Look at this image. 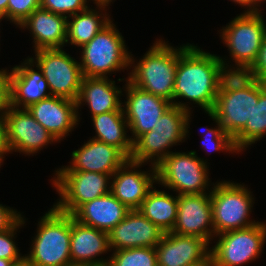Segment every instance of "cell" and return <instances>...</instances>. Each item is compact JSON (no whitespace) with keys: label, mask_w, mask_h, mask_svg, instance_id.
Instances as JSON below:
<instances>
[{"label":"cell","mask_w":266,"mask_h":266,"mask_svg":"<svg viewBox=\"0 0 266 266\" xmlns=\"http://www.w3.org/2000/svg\"><path fill=\"white\" fill-rule=\"evenodd\" d=\"M155 250L157 266L211 265L209 243L200 237L165 232Z\"/></svg>","instance_id":"obj_15"},{"label":"cell","mask_w":266,"mask_h":266,"mask_svg":"<svg viewBox=\"0 0 266 266\" xmlns=\"http://www.w3.org/2000/svg\"><path fill=\"white\" fill-rule=\"evenodd\" d=\"M218 67V93H229L253 87L259 80L251 65L229 66V61L220 57ZM228 62V63H227Z\"/></svg>","instance_id":"obj_30"},{"label":"cell","mask_w":266,"mask_h":266,"mask_svg":"<svg viewBox=\"0 0 266 266\" xmlns=\"http://www.w3.org/2000/svg\"><path fill=\"white\" fill-rule=\"evenodd\" d=\"M266 135V85L259 81V99L254 105L251 119L233 138L235 148L240 152L262 140Z\"/></svg>","instance_id":"obj_29"},{"label":"cell","mask_w":266,"mask_h":266,"mask_svg":"<svg viewBox=\"0 0 266 266\" xmlns=\"http://www.w3.org/2000/svg\"><path fill=\"white\" fill-rule=\"evenodd\" d=\"M96 6L98 10L96 8L91 9L89 6L86 10L67 17L66 44L69 43L81 48L111 21L110 15L107 14V10H105L108 6ZM69 18L72 19L70 20Z\"/></svg>","instance_id":"obj_27"},{"label":"cell","mask_w":266,"mask_h":266,"mask_svg":"<svg viewBox=\"0 0 266 266\" xmlns=\"http://www.w3.org/2000/svg\"><path fill=\"white\" fill-rule=\"evenodd\" d=\"M217 237L216 244L210 247L211 266H243L260 258L266 240V223L260 221Z\"/></svg>","instance_id":"obj_9"},{"label":"cell","mask_w":266,"mask_h":266,"mask_svg":"<svg viewBox=\"0 0 266 266\" xmlns=\"http://www.w3.org/2000/svg\"><path fill=\"white\" fill-rule=\"evenodd\" d=\"M4 162V159L0 156V168H1V165L3 164Z\"/></svg>","instance_id":"obj_46"},{"label":"cell","mask_w":266,"mask_h":266,"mask_svg":"<svg viewBox=\"0 0 266 266\" xmlns=\"http://www.w3.org/2000/svg\"><path fill=\"white\" fill-rule=\"evenodd\" d=\"M60 142L80 122L77 102L51 95L26 108Z\"/></svg>","instance_id":"obj_20"},{"label":"cell","mask_w":266,"mask_h":266,"mask_svg":"<svg viewBox=\"0 0 266 266\" xmlns=\"http://www.w3.org/2000/svg\"><path fill=\"white\" fill-rule=\"evenodd\" d=\"M10 266H35L31 260L25 255L16 261H12Z\"/></svg>","instance_id":"obj_40"},{"label":"cell","mask_w":266,"mask_h":266,"mask_svg":"<svg viewBox=\"0 0 266 266\" xmlns=\"http://www.w3.org/2000/svg\"><path fill=\"white\" fill-rule=\"evenodd\" d=\"M11 264H12L11 260L1 259L0 258V266H10Z\"/></svg>","instance_id":"obj_45"},{"label":"cell","mask_w":266,"mask_h":266,"mask_svg":"<svg viewBox=\"0 0 266 266\" xmlns=\"http://www.w3.org/2000/svg\"><path fill=\"white\" fill-rule=\"evenodd\" d=\"M112 22L113 20L79 49L82 50L79 59L83 77L109 78L108 75L116 71L130 69L131 52Z\"/></svg>","instance_id":"obj_5"},{"label":"cell","mask_w":266,"mask_h":266,"mask_svg":"<svg viewBox=\"0 0 266 266\" xmlns=\"http://www.w3.org/2000/svg\"><path fill=\"white\" fill-rule=\"evenodd\" d=\"M107 266H157L155 247H137L113 251Z\"/></svg>","instance_id":"obj_31"},{"label":"cell","mask_w":266,"mask_h":266,"mask_svg":"<svg viewBox=\"0 0 266 266\" xmlns=\"http://www.w3.org/2000/svg\"><path fill=\"white\" fill-rule=\"evenodd\" d=\"M252 67L256 72L258 80L265 84L266 83V35L262 42L256 62L253 64Z\"/></svg>","instance_id":"obj_37"},{"label":"cell","mask_w":266,"mask_h":266,"mask_svg":"<svg viewBox=\"0 0 266 266\" xmlns=\"http://www.w3.org/2000/svg\"><path fill=\"white\" fill-rule=\"evenodd\" d=\"M8 104L7 73L6 69L0 70V112L5 111Z\"/></svg>","instance_id":"obj_39"},{"label":"cell","mask_w":266,"mask_h":266,"mask_svg":"<svg viewBox=\"0 0 266 266\" xmlns=\"http://www.w3.org/2000/svg\"><path fill=\"white\" fill-rule=\"evenodd\" d=\"M38 8H40V0H9L7 21H10V23L18 27Z\"/></svg>","instance_id":"obj_34"},{"label":"cell","mask_w":266,"mask_h":266,"mask_svg":"<svg viewBox=\"0 0 266 266\" xmlns=\"http://www.w3.org/2000/svg\"><path fill=\"white\" fill-rule=\"evenodd\" d=\"M40 218L26 256L35 266H73L70 255L71 214L53 206Z\"/></svg>","instance_id":"obj_4"},{"label":"cell","mask_w":266,"mask_h":266,"mask_svg":"<svg viewBox=\"0 0 266 266\" xmlns=\"http://www.w3.org/2000/svg\"><path fill=\"white\" fill-rule=\"evenodd\" d=\"M91 117L96 132L92 138L120 148L130 158L133 152V142L127 135L129 125L124 109Z\"/></svg>","instance_id":"obj_26"},{"label":"cell","mask_w":266,"mask_h":266,"mask_svg":"<svg viewBox=\"0 0 266 266\" xmlns=\"http://www.w3.org/2000/svg\"><path fill=\"white\" fill-rule=\"evenodd\" d=\"M52 185L60 195L53 206L73 214L84 203L110 193L111 176L98 172L55 171Z\"/></svg>","instance_id":"obj_8"},{"label":"cell","mask_w":266,"mask_h":266,"mask_svg":"<svg viewBox=\"0 0 266 266\" xmlns=\"http://www.w3.org/2000/svg\"><path fill=\"white\" fill-rule=\"evenodd\" d=\"M26 218L21 217L9 230L0 232V258L16 261L22 257L19 248L15 244L17 230L24 226Z\"/></svg>","instance_id":"obj_33"},{"label":"cell","mask_w":266,"mask_h":266,"mask_svg":"<svg viewBox=\"0 0 266 266\" xmlns=\"http://www.w3.org/2000/svg\"><path fill=\"white\" fill-rule=\"evenodd\" d=\"M5 117L10 153L14 151L26 154L25 156H34L43 147L58 142L27 109H18L7 104Z\"/></svg>","instance_id":"obj_12"},{"label":"cell","mask_w":266,"mask_h":266,"mask_svg":"<svg viewBox=\"0 0 266 266\" xmlns=\"http://www.w3.org/2000/svg\"><path fill=\"white\" fill-rule=\"evenodd\" d=\"M10 70L9 72L6 68L8 105L18 109H26L30 105L51 96L42 70L30 57H27L21 65H16Z\"/></svg>","instance_id":"obj_14"},{"label":"cell","mask_w":266,"mask_h":266,"mask_svg":"<svg viewBox=\"0 0 266 266\" xmlns=\"http://www.w3.org/2000/svg\"><path fill=\"white\" fill-rule=\"evenodd\" d=\"M129 211L114 195L108 193L84 203L72 215L81 224L109 233Z\"/></svg>","instance_id":"obj_24"},{"label":"cell","mask_w":266,"mask_h":266,"mask_svg":"<svg viewBox=\"0 0 266 266\" xmlns=\"http://www.w3.org/2000/svg\"><path fill=\"white\" fill-rule=\"evenodd\" d=\"M10 153V149L7 143L6 132V117L5 111L0 112V156L4 159V155Z\"/></svg>","instance_id":"obj_38"},{"label":"cell","mask_w":266,"mask_h":266,"mask_svg":"<svg viewBox=\"0 0 266 266\" xmlns=\"http://www.w3.org/2000/svg\"><path fill=\"white\" fill-rule=\"evenodd\" d=\"M9 0H0V17L7 20V6Z\"/></svg>","instance_id":"obj_42"},{"label":"cell","mask_w":266,"mask_h":266,"mask_svg":"<svg viewBox=\"0 0 266 266\" xmlns=\"http://www.w3.org/2000/svg\"><path fill=\"white\" fill-rule=\"evenodd\" d=\"M92 1H94L93 3L96 4V5H106V6H109V5H111L110 3L113 0H92Z\"/></svg>","instance_id":"obj_44"},{"label":"cell","mask_w":266,"mask_h":266,"mask_svg":"<svg viewBox=\"0 0 266 266\" xmlns=\"http://www.w3.org/2000/svg\"><path fill=\"white\" fill-rule=\"evenodd\" d=\"M111 252L107 232L79 223L71 215L70 255L73 266H107L109 258H97Z\"/></svg>","instance_id":"obj_22"},{"label":"cell","mask_w":266,"mask_h":266,"mask_svg":"<svg viewBox=\"0 0 266 266\" xmlns=\"http://www.w3.org/2000/svg\"><path fill=\"white\" fill-rule=\"evenodd\" d=\"M220 63V56L203 51L197 45H180L172 105L191 111L188 102H177L183 98L197 104L204 112L212 111L218 93Z\"/></svg>","instance_id":"obj_1"},{"label":"cell","mask_w":266,"mask_h":266,"mask_svg":"<svg viewBox=\"0 0 266 266\" xmlns=\"http://www.w3.org/2000/svg\"><path fill=\"white\" fill-rule=\"evenodd\" d=\"M172 233L214 240L210 193L178 195L177 219Z\"/></svg>","instance_id":"obj_16"},{"label":"cell","mask_w":266,"mask_h":266,"mask_svg":"<svg viewBox=\"0 0 266 266\" xmlns=\"http://www.w3.org/2000/svg\"><path fill=\"white\" fill-rule=\"evenodd\" d=\"M153 187L138 209L164 233L171 232L177 219L178 195H169L165 190Z\"/></svg>","instance_id":"obj_28"},{"label":"cell","mask_w":266,"mask_h":266,"mask_svg":"<svg viewBox=\"0 0 266 266\" xmlns=\"http://www.w3.org/2000/svg\"><path fill=\"white\" fill-rule=\"evenodd\" d=\"M194 266H211V265H194Z\"/></svg>","instance_id":"obj_47"},{"label":"cell","mask_w":266,"mask_h":266,"mask_svg":"<svg viewBox=\"0 0 266 266\" xmlns=\"http://www.w3.org/2000/svg\"><path fill=\"white\" fill-rule=\"evenodd\" d=\"M70 165L55 171H86L113 175L130 158L118 147L90 137L71 154Z\"/></svg>","instance_id":"obj_19"},{"label":"cell","mask_w":266,"mask_h":266,"mask_svg":"<svg viewBox=\"0 0 266 266\" xmlns=\"http://www.w3.org/2000/svg\"><path fill=\"white\" fill-rule=\"evenodd\" d=\"M264 1V2H263ZM266 0H251V13H259L262 10L259 8L261 3H265Z\"/></svg>","instance_id":"obj_43"},{"label":"cell","mask_w":266,"mask_h":266,"mask_svg":"<svg viewBox=\"0 0 266 266\" xmlns=\"http://www.w3.org/2000/svg\"><path fill=\"white\" fill-rule=\"evenodd\" d=\"M125 81L126 101L122 106L134 143L141 135L151 131L172 103L134 86L127 78Z\"/></svg>","instance_id":"obj_13"},{"label":"cell","mask_w":266,"mask_h":266,"mask_svg":"<svg viewBox=\"0 0 266 266\" xmlns=\"http://www.w3.org/2000/svg\"><path fill=\"white\" fill-rule=\"evenodd\" d=\"M22 216L16 209L0 204V232L9 230Z\"/></svg>","instance_id":"obj_36"},{"label":"cell","mask_w":266,"mask_h":266,"mask_svg":"<svg viewBox=\"0 0 266 266\" xmlns=\"http://www.w3.org/2000/svg\"><path fill=\"white\" fill-rule=\"evenodd\" d=\"M67 21L66 16L40 7L18 27L31 31L34 51L63 48L67 40Z\"/></svg>","instance_id":"obj_23"},{"label":"cell","mask_w":266,"mask_h":266,"mask_svg":"<svg viewBox=\"0 0 266 266\" xmlns=\"http://www.w3.org/2000/svg\"><path fill=\"white\" fill-rule=\"evenodd\" d=\"M30 57L42 70L51 95L77 101L83 80L80 62L63 48L40 49Z\"/></svg>","instance_id":"obj_11"},{"label":"cell","mask_w":266,"mask_h":266,"mask_svg":"<svg viewBox=\"0 0 266 266\" xmlns=\"http://www.w3.org/2000/svg\"><path fill=\"white\" fill-rule=\"evenodd\" d=\"M191 115V111L170 106L151 131L133 143L130 160L142 164L149 162L150 166L157 167L172 152L169 150L172 146L187 139Z\"/></svg>","instance_id":"obj_3"},{"label":"cell","mask_w":266,"mask_h":266,"mask_svg":"<svg viewBox=\"0 0 266 266\" xmlns=\"http://www.w3.org/2000/svg\"><path fill=\"white\" fill-rule=\"evenodd\" d=\"M261 13H240L220 30L234 65L253 66L256 62L266 35V21Z\"/></svg>","instance_id":"obj_10"},{"label":"cell","mask_w":266,"mask_h":266,"mask_svg":"<svg viewBox=\"0 0 266 266\" xmlns=\"http://www.w3.org/2000/svg\"><path fill=\"white\" fill-rule=\"evenodd\" d=\"M87 0H40V7L66 17L88 8Z\"/></svg>","instance_id":"obj_35"},{"label":"cell","mask_w":266,"mask_h":266,"mask_svg":"<svg viewBox=\"0 0 266 266\" xmlns=\"http://www.w3.org/2000/svg\"><path fill=\"white\" fill-rule=\"evenodd\" d=\"M143 165L145 164L129 159L111 176L110 193L129 210H138L157 183L156 167L151 166L150 170L141 171Z\"/></svg>","instance_id":"obj_17"},{"label":"cell","mask_w":266,"mask_h":266,"mask_svg":"<svg viewBox=\"0 0 266 266\" xmlns=\"http://www.w3.org/2000/svg\"><path fill=\"white\" fill-rule=\"evenodd\" d=\"M258 99L259 81L253 87L244 90L217 93L212 112L216 115L223 131L233 139L251 119Z\"/></svg>","instance_id":"obj_18"},{"label":"cell","mask_w":266,"mask_h":266,"mask_svg":"<svg viewBox=\"0 0 266 266\" xmlns=\"http://www.w3.org/2000/svg\"><path fill=\"white\" fill-rule=\"evenodd\" d=\"M122 89L115 85V81L109 78L83 77L79 97L77 99V111L81 105H88L92 116L115 110H123L120 100Z\"/></svg>","instance_id":"obj_25"},{"label":"cell","mask_w":266,"mask_h":266,"mask_svg":"<svg viewBox=\"0 0 266 266\" xmlns=\"http://www.w3.org/2000/svg\"><path fill=\"white\" fill-rule=\"evenodd\" d=\"M156 40L143 57L136 61L137 64L130 54V67H133L127 79L134 86L173 103L178 47L169 45L162 38Z\"/></svg>","instance_id":"obj_2"},{"label":"cell","mask_w":266,"mask_h":266,"mask_svg":"<svg viewBox=\"0 0 266 266\" xmlns=\"http://www.w3.org/2000/svg\"><path fill=\"white\" fill-rule=\"evenodd\" d=\"M232 2H234L235 4H239L240 6H242L245 10L244 13H251V0H230Z\"/></svg>","instance_id":"obj_41"},{"label":"cell","mask_w":266,"mask_h":266,"mask_svg":"<svg viewBox=\"0 0 266 266\" xmlns=\"http://www.w3.org/2000/svg\"><path fill=\"white\" fill-rule=\"evenodd\" d=\"M209 163L196 151L171 152L157 167V184L177 195L211 193ZM208 190V192L206 191Z\"/></svg>","instance_id":"obj_7"},{"label":"cell","mask_w":266,"mask_h":266,"mask_svg":"<svg viewBox=\"0 0 266 266\" xmlns=\"http://www.w3.org/2000/svg\"><path fill=\"white\" fill-rule=\"evenodd\" d=\"M215 184L210 185L213 186L210 199L215 236L258 223L256 220H250L251 208L255 202L252 192L245 184L225 180Z\"/></svg>","instance_id":"obj_6"},{"label":"cell","mask_w":266,"mask_h":266,"mask_svg":"<svg viewBox=\"0 0 266 266\" xmlns=\"http://www.w3.org/2000/svg\"><path fill=\"white\" fill-rule=\"evenodd\" d=\"M213 119L214 123H216V127L214 128H205V135L201 138V146L204 147V151L210 152L214 151H224L231 153H238L239 151L235 148L233 139L223 131L222 126L218 123L216 115L212 112H205ZM202 129V128H201Z\"/></svg>","instance_id":"obj_32"},{"label":"cell","mask_w":266,"mask_h":266,"mask_svg":"<svg viewBox=\"0 0 266 266\" xmlns=\"http://www.w3.org/2000/svg\"><path fill=\"white\" fill-rule=\"evenodd\" d=\"M164 232L138 210H130L109 233L112 250L156 247Z\"/></svg>","instance_id":"obj_21"}]
</instances>
